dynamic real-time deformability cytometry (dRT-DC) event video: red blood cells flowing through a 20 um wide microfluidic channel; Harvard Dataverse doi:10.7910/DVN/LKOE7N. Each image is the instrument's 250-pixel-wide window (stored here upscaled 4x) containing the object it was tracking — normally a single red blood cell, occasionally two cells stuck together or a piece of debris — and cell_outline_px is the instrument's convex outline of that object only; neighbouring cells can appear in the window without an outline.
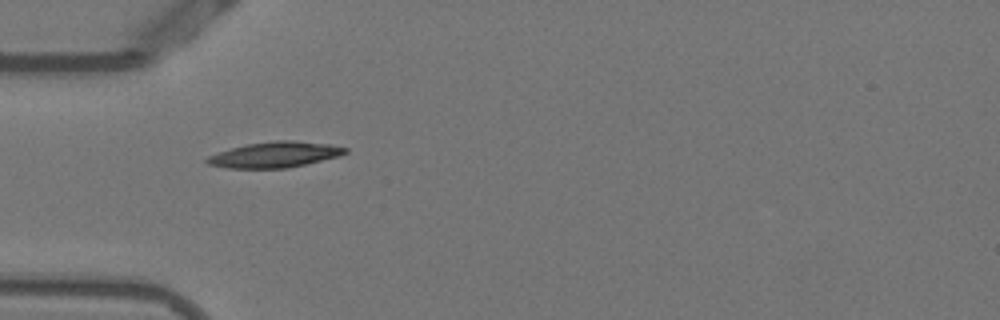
{"species": "Egyptian fruit bat (a non-hibernating species)", "species_latin": "Rousettus aegyptiacus", "temperature_condition": "warm", "stored_images_in_passage": 38, "camera_frame_rate_fps": 3000, "um_per_image_px": 0.085, "animal": {"sex": "female"}, "frame": {"image": 1, "passage_image": 1, "time_ms": 0.0, "image_size_px": [1000, 320], "cell_outline_px": [[348, 152], [340, 156], [288, 168], [228, 168], [208, 164], [204, 160], [208, 156], [232, 148], [248, 144], [276, 140], [292, 140], [328, 144], [348, 148]], "centroid_in_image_um": [23.39, 13.15], "position_along_channel_um": 61.6, "area_um2": 20.52}}
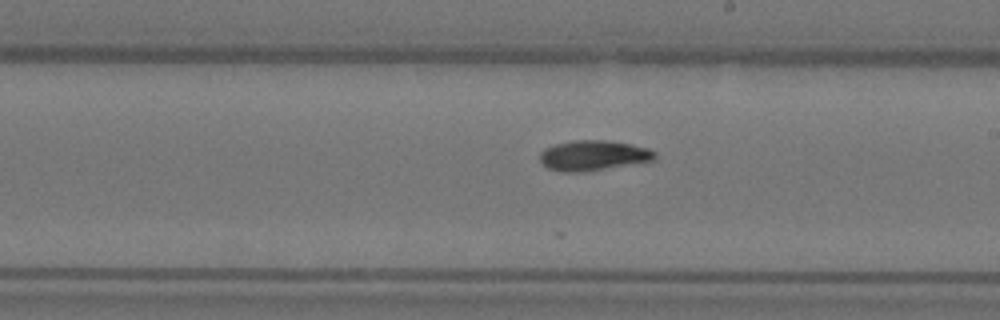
{"frame": {"image": 2, "passage_image": 15, "time_ms": 4.667, "image_size_px": [1000, 320], "cell_outline_px": [[656, 160], [588, 172], [560, 172], [548, 168], [540, 160], [540, 152], [544, 148], [556, 144], [572, 140], [608, 140], [632, 144], [648, 148], [656, 152]], "centroid_in_image_um": [50.45, 13.22], "position_along_channel_um": 238.5, "area_um2": 20.58}}
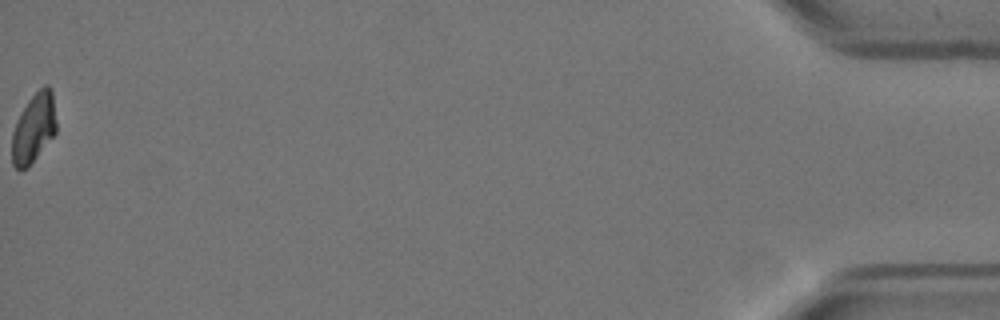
{"frame": {"image": 3, "passage_image": 38, "time_ms": 12.333, "image_size_px": [1000, 320], "cell_outline_px": [[56, 132], [36, 156], [20, 172], [12, 164], [12, 132], [16, 120], [28, 100], [44, 84], [48, 84], [52, 88], [56, 120]], "centroid_in_image_um": [2.86, 10.83], "position_along_channel_um": 432.3, "area_um2": 17.74}, "authors_computed_cell_mechanics": {"area_um2": 19.5075, "velocity_mm_per_s": 3.8355, "shape_relaxation_time_tau1_ms": 6.2851, "shape_relaxation_time_tau2_ms": 10.5628, "deformation_change_tau1": 0.1858, "deformation_change_tau2": 0.1482}}